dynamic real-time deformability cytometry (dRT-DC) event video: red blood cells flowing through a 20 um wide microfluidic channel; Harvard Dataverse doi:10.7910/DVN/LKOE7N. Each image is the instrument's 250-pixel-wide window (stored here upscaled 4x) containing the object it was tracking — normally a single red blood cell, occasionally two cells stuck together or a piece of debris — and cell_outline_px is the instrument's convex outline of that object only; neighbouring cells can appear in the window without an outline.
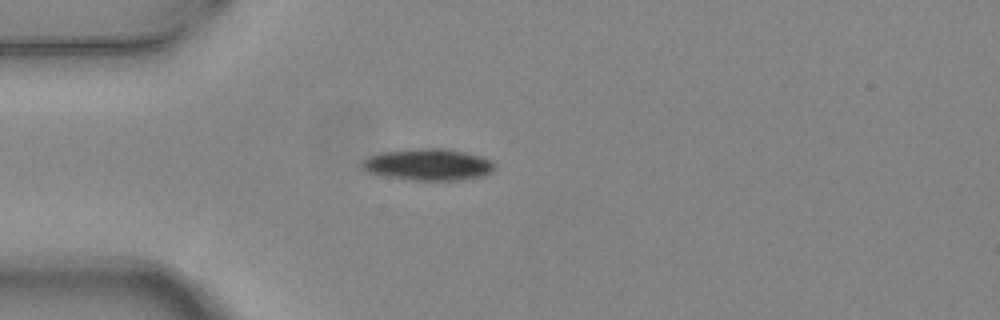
{"species": "common noctule bat (a hibernating species)", "species_latin": "Nyctalus noctula", "temperature_condition": "warm", "stored_images_in_passage": 4, "camera_frame_rate_fps": 3000, "um_per_image_px": 0.085, "animal": {"sex": "female", "body_mass_g": 24.6, "forearm_length_mm": 56.2}, "frame": {"image": 1, "passage_image": 3, "time_ms": 0.667, "image_size_px": [1000, 320], "cell_outline_px": [[496, 168], [492, 172], [484, 176], [456, 180], [412, 180], [384, 176], [368, 172], [360, 164], [368, 156], [384, 152], [420, 148], [444, 148], [464, 152], [480, 156], [492, 160]], "centroid_in_image_um": [36.43, 13.99], "position_along_channel_um": 48.6, "area_um2": 24.39}}